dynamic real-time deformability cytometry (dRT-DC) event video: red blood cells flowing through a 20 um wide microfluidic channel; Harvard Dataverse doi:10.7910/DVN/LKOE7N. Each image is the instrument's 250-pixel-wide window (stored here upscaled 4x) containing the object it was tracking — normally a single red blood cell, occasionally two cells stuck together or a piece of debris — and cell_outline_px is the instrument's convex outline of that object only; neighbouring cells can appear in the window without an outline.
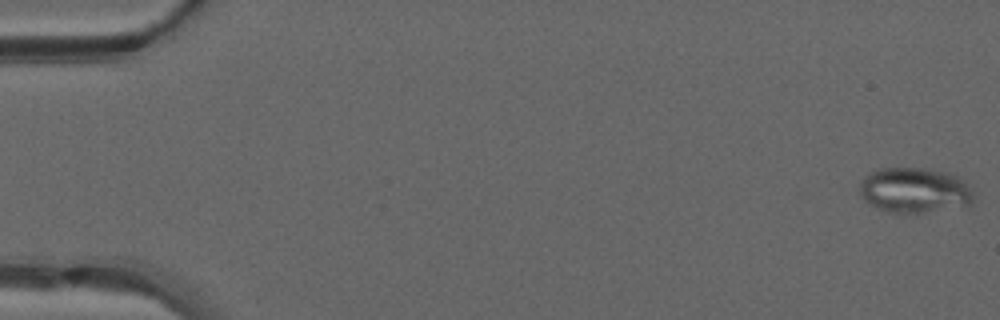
{"species": "common noctule bat (a hibernating species)", "species_latin": "Nyctalus noctula", "temperature_condition": "warm", "stored_images_in_passage": 49, "camera_frame_rate_fps": 3000, "um_per_image_px": 0.085, "animal": {"sex": "male", "forearm_length_mm": 52.5}, "frame": {"image": 1, "passage_image": 1, "time_ms": 0.0, "image_size_px": [1000, 320], "cell_outline_px": [[972, 200], [968, 204], [920, 212], [892, 212], [880, 208], [864, 200], [860, 196], [860, 184], [864, 176], [876, 168], [924, 168], [944, 172], [956, 176], [968, 184], [972, 192]], "centroid_in_image_um": [77.67, 16.13], "position_along_channel_um": 7.3, "area_um2": 29.3}}
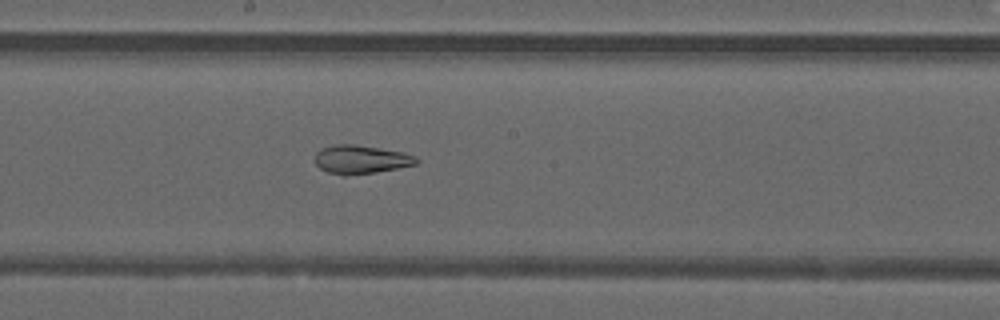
{"frame": {"image": 2, "passage_image": 27, "time_ms": 8.667, "image_size_px": [1000, 320], "cell_outline_px": [[420, 160], [416, 164], [376, 172], [344, 176], [328, 172], [320, 168], [316, 164], [316, 152], [320, 148], [336, 144], [352, 144], [404, 152], [416, 156]], "centroid_in_image_um": [30.67, 13.55], "position_along_channel_um": 217.5, "area_um2": 16.82}}
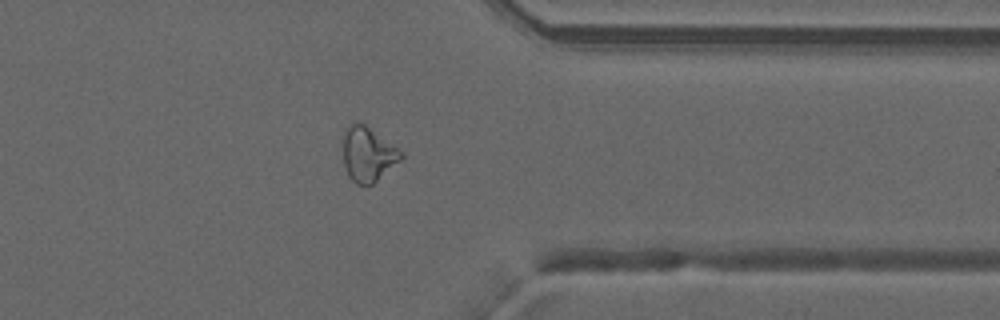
{"frame": {"image": 3, "passage_image": 39, "time_ms": 12.667, "image_size_px": [1000, 320], "cell_outline_px": [[404, 156], [400, 160], [372, 184], [356, 184], [348, 176], [344, 164], [344, 128], [348, 124], [356, 120], [360, 120], [404, 152]], "centroid_in_image_um": [31.26, 13.05], "position_along_channel_um": 380.1, "area_um2": 18.55}, "authors_computed_cell_mechanics": {"area_um2": 21.6172, "velocity_mm_per_s": 4.2507, "shape_relaxation_time_tau1_ms": null, "shape_relaxation_time_tau2_ms": 2.7662, "deformation_change_tau1": null, "deformation_change_tau2": 0.0881}}